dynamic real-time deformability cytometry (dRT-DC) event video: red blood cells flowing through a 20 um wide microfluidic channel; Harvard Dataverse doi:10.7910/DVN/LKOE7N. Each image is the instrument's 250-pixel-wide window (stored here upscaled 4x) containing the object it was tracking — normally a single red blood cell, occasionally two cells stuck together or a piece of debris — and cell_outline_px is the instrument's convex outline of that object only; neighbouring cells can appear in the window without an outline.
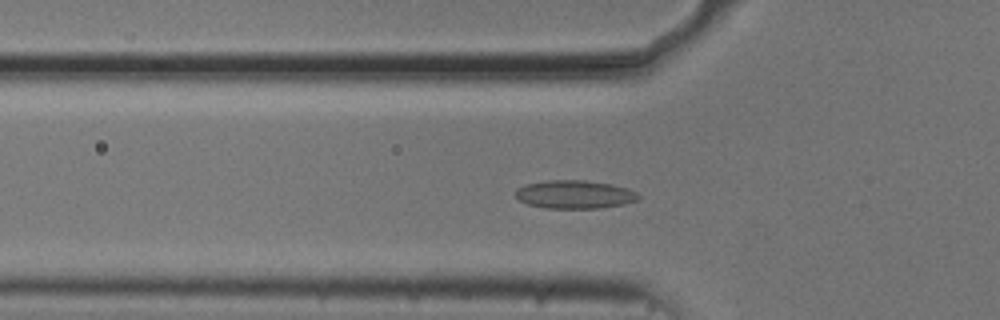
{"species": "common noctule bat (a hibernating species)", "species_latin": "Nyctalus noctula", "temperature_condition": "cold", "stored_images_in_passage": 54, "camera_frame_rate_fps": 3000, "um_per_image_px": 0.085, "animal": {"sex": "male", "body_mass_g": 20.5, "forearm_length_mm": 52.5}, "frame": {"image": 1, "passage_image": 17, "time_ms": 5.333, "image_size_px": [1000, 320], "cell_outline_px": [[640, 200], [624, 204], [600, 208], [548, 208], [528, 204], [520, 200], [512, 192], [516, 188], [524, 184], [548, 180], [584, 180], [612, 184], [636, 192], [640, 196]], "centroid_in_image_um": [48.82, 16.52], "position_along_channel_um": 77.0, "area_um2": 20.35}}
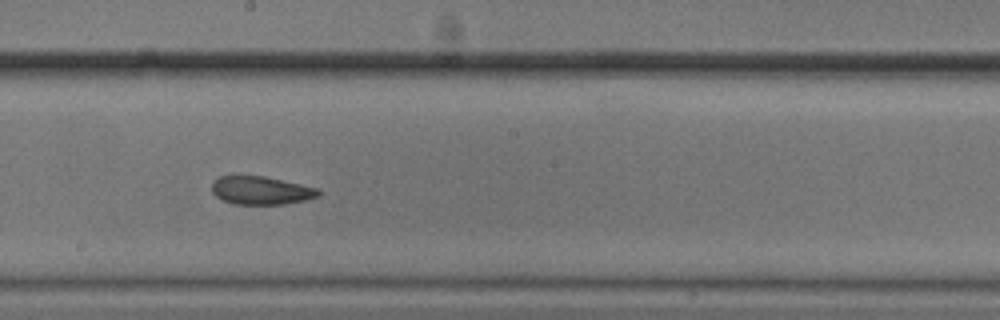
{"frame": {"image": 2, "passage_image": 29, "time_ms": 9.333, "image_size_px": [1000, 320], "cell_outline_px": [[320, 196], [304, 200], [284, 204], [232, 204], [216, 196], [212, 192], [212, 184], [220, 176], [264, 176], [300, 184], [316, 188], [320, 192]], "centroid_in_image_um": [22.18, 16.19], "position_along_channel_um": 226.0, "area_um2": 17.28}}
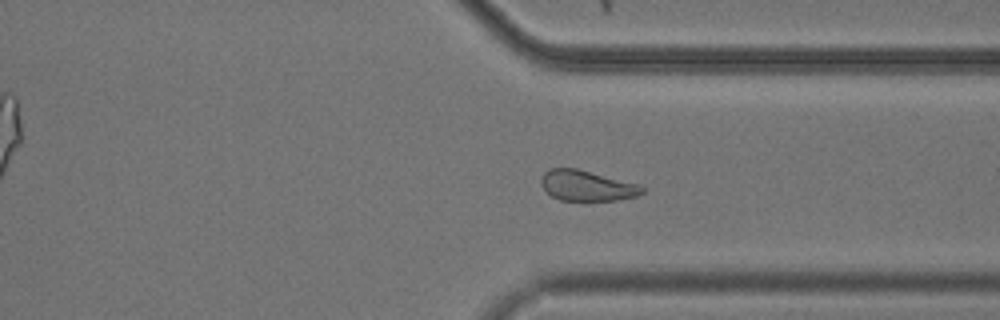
{"frame": {"image": 3, "passage_image": 40, "time_ms": 13.0, "image_size_px": [1000, 320], "cell_outline_px": [[644, 192], [636, 196], [616, 200], [560, 200], [552, 196], [540, 184], [540, 180], [544, 172], [552, 168], [576, 168], [636, 184], [644, 188]], "centroid_in_image_um": [49.84, 15.78], "position_along_channel_um": 361.6, "area_um2": 17.57}}